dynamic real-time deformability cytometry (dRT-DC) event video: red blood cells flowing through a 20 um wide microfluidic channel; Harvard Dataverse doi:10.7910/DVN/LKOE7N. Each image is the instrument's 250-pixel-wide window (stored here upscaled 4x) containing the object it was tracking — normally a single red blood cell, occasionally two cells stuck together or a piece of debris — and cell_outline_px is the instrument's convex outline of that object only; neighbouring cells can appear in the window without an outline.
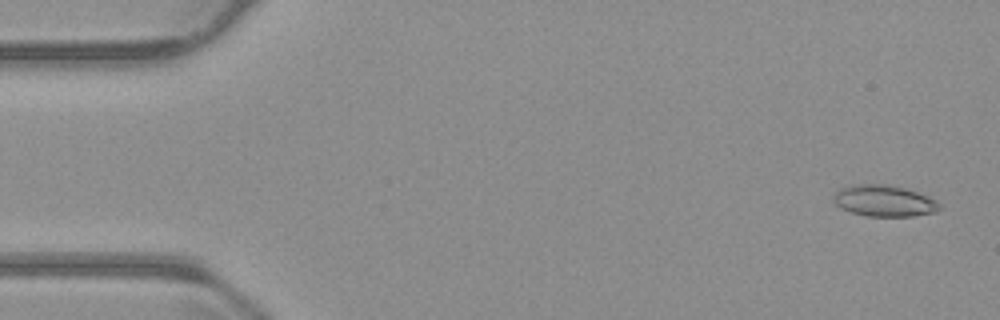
{"species": "common noctule bat (a hibernating species)", "species_latin": "Nyctalus noctula", "temperature_condition": "warm", "stored_images_in_passage": 54, "camera_frame_rate_fps": 3000, "um_per_image_px": 0.085, "animal": {"sex": "male", "body_mass_g": 23.1, "forearm_length_mm": 52.7}, "frame": {"image": 1, "passage_image": 2, "time_ms": 0.333, "image_size_px": [1000, 320], "cell_outline_px": [[940, 208], [936, 212], [912, 216], [864, 216], [840, 208], [832, 200], [832, 196], [840, 188], [852, 184], [884, 184], [904, 188], [928, 196], [936, 200], [940, 204]], "centroid_in_image_um": [75.12, 17.07], "position_along_channel_um": 9.9, "area_um2": 19.42}}
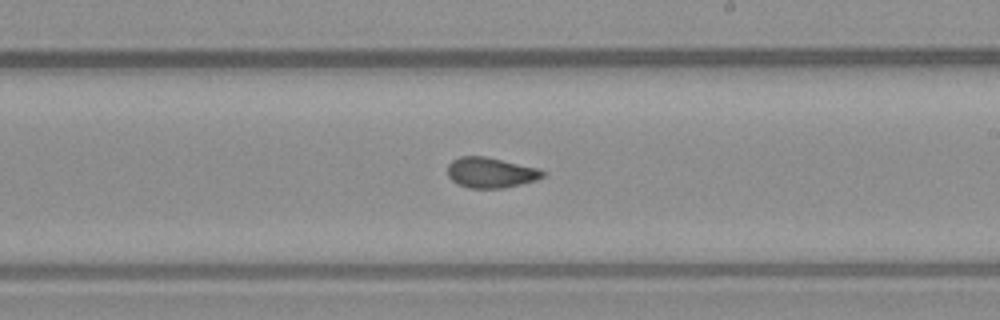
{"frame": {"image": 2, "passage_image": 31, "time_ms": 10.0, "image_size_px": [1000, 320], "cell_outline_px": [[544, 176], [536, 180], [504, 188], [468, 188], [452, 180], [448, 176], [448, 164], [452, 160], [460, 156], [484, 156], [536, 168], [544, 172]], "centroid_in_image_um": [41.67, 14.67], "position_along_channel_um": 247.3, "area_um2": 16.59}}
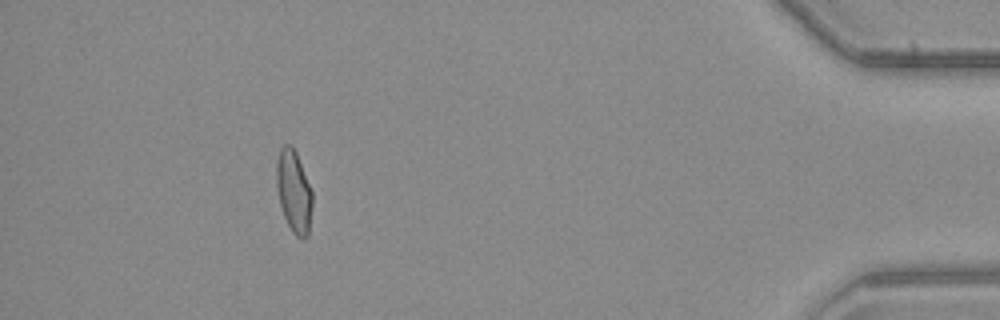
{"frame": {"image": 3, "passage_image": 49, "time_ms": 16.0, "image_size_px": [1000, 320], "cell_outline_px": [[312, 208], [308, 236], [296, 236], [292, 232], [284, 216], [280, 204], [276, 184], [276, 160], [280, 148], [284, 144], [288, 144], [296, 152], [312, 192]], "centroid_in_image_um": [24.96, 16.26], "position_along_channel_um": 410.2, "area_um2": 16.99}, "authors_computed_cell_mechanics": {"area_um2": 17.2244, "velocity_mm_per_s": 3.8045, "shape_relaxation_time_tau1_ms": 9.414, "shape_relaxation_time_tau2_ms": 1.5786, "deformation_change_tau1": 0.2483, "deformation_change_tau2": 0.0755}}